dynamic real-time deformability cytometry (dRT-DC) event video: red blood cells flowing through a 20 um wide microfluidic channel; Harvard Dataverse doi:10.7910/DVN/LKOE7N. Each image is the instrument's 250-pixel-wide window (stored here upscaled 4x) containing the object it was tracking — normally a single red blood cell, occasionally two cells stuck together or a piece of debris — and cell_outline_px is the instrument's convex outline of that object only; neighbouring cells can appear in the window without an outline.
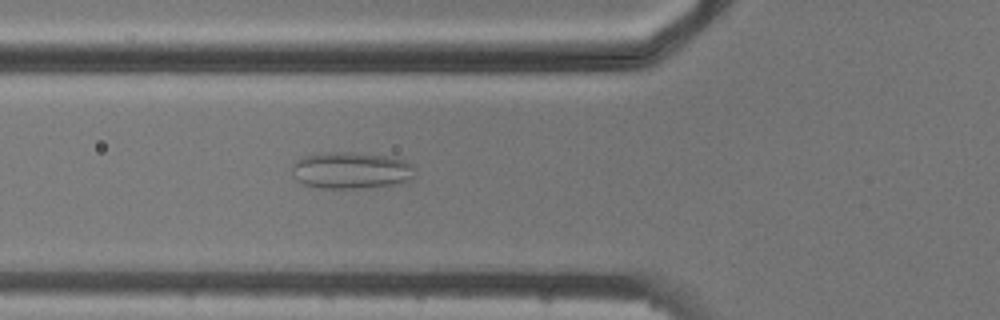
{"species": "common noctule bat (a hibernating species)", "species_latin": "Nyctalus noctula", "temperature_condition": "cold", "stored_images_in_passage": 6, "camera_frame_rate_fps": 3000, "um_per_image_px": 0.085, "animal": {"sex": "male", "body_mass_g": 20.5, "forearm_length_mm": 52.5}, "frame": {"image": 1, "passage_image": 6, "time_ms": 5.667, "image_size_px": [1000, 320], "cell_outline_px": [[416, 176], [408, 180], [392, 184], [368, 188], [320, 188], [304, 184], [296, 180], [292, 176], [292, 164], [296, 160], [304, 156], [320, 152], [352, 152], [388, 156], [408, 160], [416, 168]], "centroid_in_image_um": [29.85, 14.47], "position_along_channel_um": 95.9, "area_um2": 26.82}}